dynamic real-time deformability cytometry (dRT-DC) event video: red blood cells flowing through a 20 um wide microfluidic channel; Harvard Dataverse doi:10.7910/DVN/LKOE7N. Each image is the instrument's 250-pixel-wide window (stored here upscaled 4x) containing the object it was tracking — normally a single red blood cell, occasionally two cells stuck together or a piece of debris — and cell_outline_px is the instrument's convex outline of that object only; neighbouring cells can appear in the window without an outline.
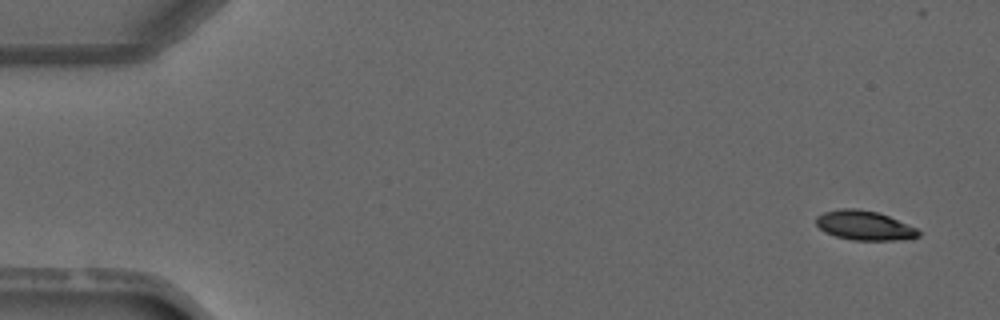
{"species": "common noctule bat (a hibernating species)", "species_latin": "Nyctalus noctula", "temperature_condition": "warm", "stored_images_in_passage": 4, "camera_frame_rate_fps": 3000, "um_per_image_px": 0.085, "animal": {"sex": "male", "forearm_length_mm": 52.5}, "frame": {"image": 1, "passage_image": 1, "time_ms": 0.0, "image_size_px": [1000, 320], "cell_outline_px": [[920, 236], [912, 240], [856, 240], [836, 236], [824, 232], [816, 224], [816, 216], [824, 212], [840, 208], [856, 208], [876, 212], [888, 216], [916, 228], [920, 232]], "centroid_in_image_um": [73.49, 19.17], "position_along_channel_um": 11.5, "area_um2": 17.57}}
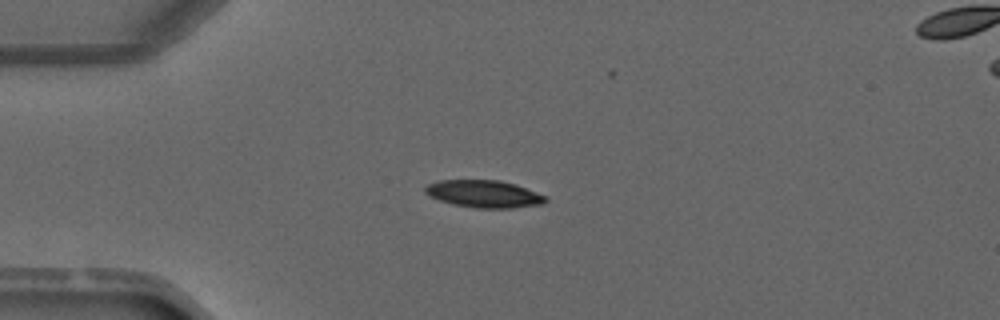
{"frame": {"image": 2, "passage_image": 3, "time_ms": 3.0, "image_size_px": [1000, 320], "cell_outline_px": [[548, 200], [544, 204], [512, 208], [476, 208], [452, 204], [440, 200], [424, 192], [424, 188], [428, 184], [440, 180], [500, 180], [516, 184], [548, 196]], "centroid_in_image_um": [41.2, 16.48], "position_along_channel_um": 43.8, "area_um2": 19.31}}